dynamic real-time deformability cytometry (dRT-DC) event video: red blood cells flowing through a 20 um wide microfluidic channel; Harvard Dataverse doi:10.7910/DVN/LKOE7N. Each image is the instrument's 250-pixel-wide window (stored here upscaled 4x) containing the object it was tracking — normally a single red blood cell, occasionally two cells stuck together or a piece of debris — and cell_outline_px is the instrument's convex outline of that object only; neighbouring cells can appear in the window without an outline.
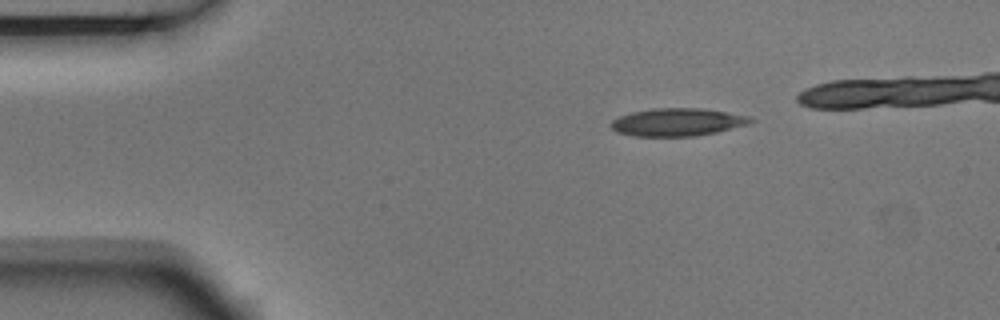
{"species": "Egyptian fruit bat (a non-hibernating species)", "species_latin": "Rousettus aegyptiacus", "temperature_condition": "room temperature", "stored_images_in_passage": 5, "camera_frame_rate_fps": 3000, "um_per_image_px": 0.085, "animal": {"sex": "male"}, "frame": {"image": 1, "passage_image": 1, "time_ms": 0.0, "image_size_px": [1000, 320], "cell_outline_px": [[756, 120], [748, 124], [716, 132], [696, 136], [632, 136], [616, 132], [608, 124], [612, 120], [620, 116], [632, 112], [652, 108], [700, 108], [728, 112], [752, 116]], "centroid_in_image_um": [57.58, 10.38], "position_along_channel_um": 27.4, "area_um2": 22.77}}
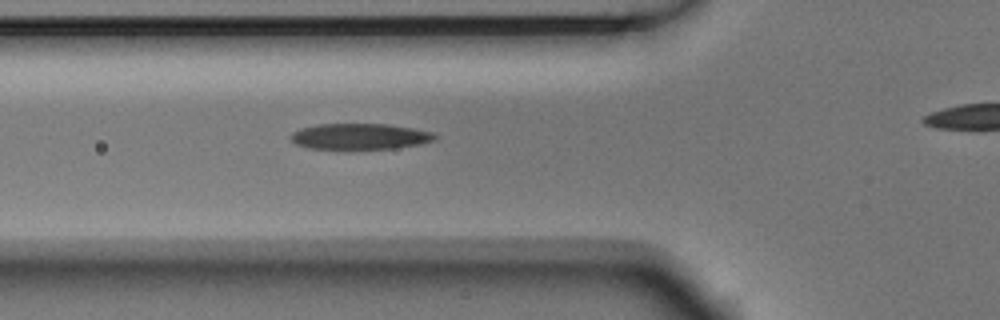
{"frame": {"image": 2, "passage_image": 4, "time_ms": 1.0, "image_size_px": [1000, 320], "cell_outline_px": [[440, 136], [432, 140], [420, 144], [396, 148], [308, 148], [296, 144], [288, 136], [292, 132], [300, 128], [316, 124], [388, 124], [412, 128], [432, 132]], "centroid_in_image_um": [30.57, 11.58], "position_along_channel_um": 95.2, "area_um2": 21.62}}